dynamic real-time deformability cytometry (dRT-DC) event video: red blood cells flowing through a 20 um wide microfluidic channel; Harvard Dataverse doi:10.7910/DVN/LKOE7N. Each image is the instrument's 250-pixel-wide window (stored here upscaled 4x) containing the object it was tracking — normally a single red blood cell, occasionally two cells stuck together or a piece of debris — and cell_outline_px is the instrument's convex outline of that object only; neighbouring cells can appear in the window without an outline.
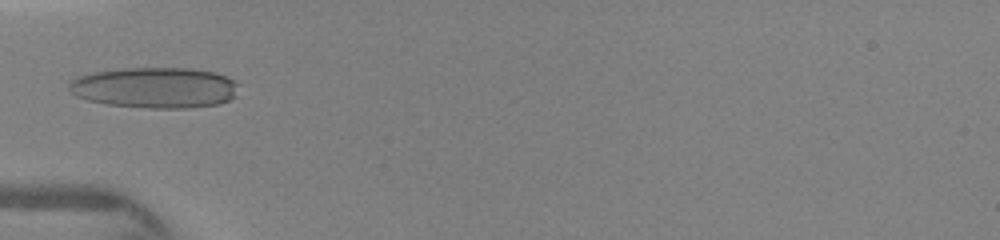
{"species": "human", "species_latin": "Homo sapiens", "temperature_condition": "warm", "stored_images_in_passage": 7, "camera_frame_rate_fps": 3000, "um_per_image_px": 0.085, "donor": {"sex": "female"}, "frame": {"image": 1, "passage_image": 1, "time_ms": 0.0, "image_size_px": [1000, 240], "cell_outline_px": [[236, 96], [228, 100], [216, 104], [188, 108], [148, 108], [108, 104], [88, 100], [76, 96], [68, 92], [68, 84], [76, 76], [92, 72], [120, 68], [192, 68], [216, 72], [232, 80], [236, 84]], "centroid_in_image_um": [13.11, 7.44], "position_along_channel_um": 71.9, "area_um2": 40.46}}